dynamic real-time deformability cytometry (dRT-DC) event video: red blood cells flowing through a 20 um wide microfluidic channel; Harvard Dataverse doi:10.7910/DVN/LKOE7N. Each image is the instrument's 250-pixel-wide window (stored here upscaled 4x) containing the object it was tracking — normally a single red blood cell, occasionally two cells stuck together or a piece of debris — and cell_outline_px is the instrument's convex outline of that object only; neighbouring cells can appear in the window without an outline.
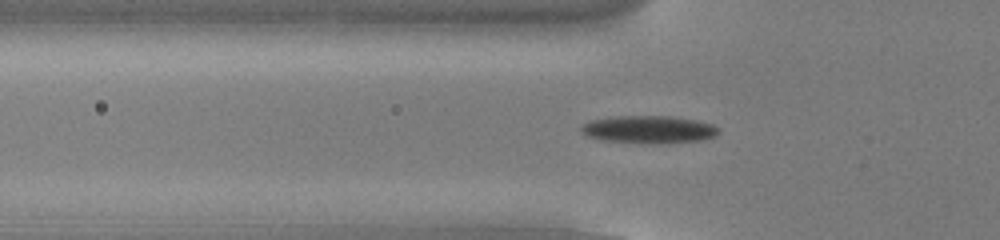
{"species": "common noctule bat (a hibernating species)", "species_latin": "Nyctalus noctula", "temperature_condition": "cold", "stored_images_in_passage": 55, "camera_frame_rate_fps": 3000, "um_per_image_px": 0.085, "animal": {"sex": "male", "body_mass_g": 13.0, "forearm_length_mm": 53.1}, "frame": {"image": 1, "passage_image": 18, "time_ms": 5.667, "image_size_px": [1000, 240], "cell_outline_px": [[720, 132], [716, 136], [704, 140], [660, 144], [648, 144], [600, 140], [584, 136], [580, 132], [580, 124], [592, 120], [620, 116], [668, 116], [696, 120], [712, 124], [720, 128]], "centroid_in_image_um": [55.14, 11.03], "position_along_channel_um": 70.7, "area_um2": 22.6}}
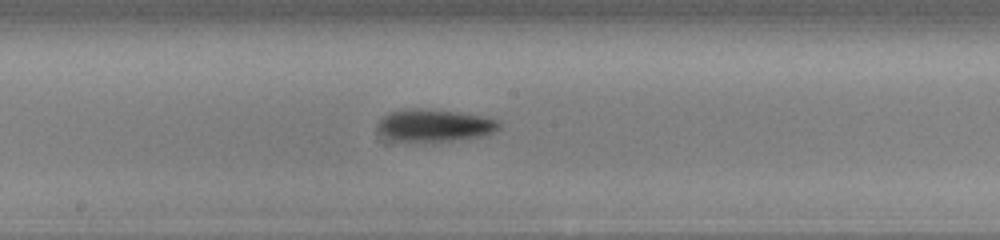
{"frame": {"image": 2, "passage_image": 29, "time_ms": 9.333, "image_size_px": [1000, 240], "cell_outline_px": [[500, 128], [488, 136], [452, 140], [396, 140], [380, 132], [376, 128], [376, 124], [388, 112], [416, 108], [456, 112], [480, 116], [496, 120], [500, 124]], "centroid_in_image_um": [36.96, 10.65], "position_along_channel_um": 211.2, "area_um2": 22.25}}
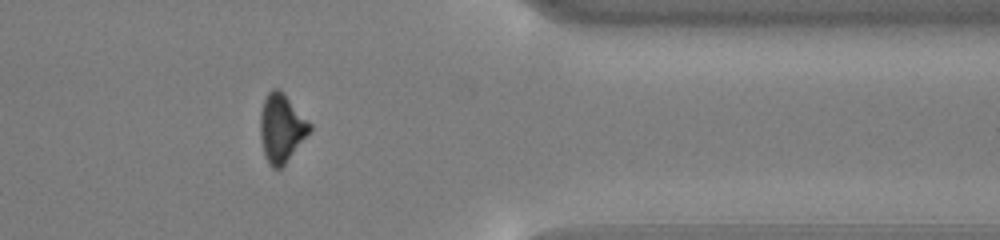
{"frame": {"image": 3, "passage_image": 44, "time_ms": 14.333, "image_size_px": [1000, 240], "cell_outline_px": [[312, 128], [284, 164], [280, 168], [272, 168], [268, 164], [264, 156], [260, 136], [260, 112], [264, 100], [268, 92], [272, 88], [276, 88], [312, 124]], "centroid_in_image_um": [23.88, 10.92], "position_along_channel_um": 387.5, "area_um2": 19.13}, "authors_computed_cell_mechanics": {"area_um2": 20.23, "velocity_mm_per_s": 3.8357, "shape_relaxation_time_tau1_ms": 3.3022, "shape_relaxation_time_tau2_ms": null, "deformation_change_tau1": 0.1356, "deformation_change_tau2": null}}